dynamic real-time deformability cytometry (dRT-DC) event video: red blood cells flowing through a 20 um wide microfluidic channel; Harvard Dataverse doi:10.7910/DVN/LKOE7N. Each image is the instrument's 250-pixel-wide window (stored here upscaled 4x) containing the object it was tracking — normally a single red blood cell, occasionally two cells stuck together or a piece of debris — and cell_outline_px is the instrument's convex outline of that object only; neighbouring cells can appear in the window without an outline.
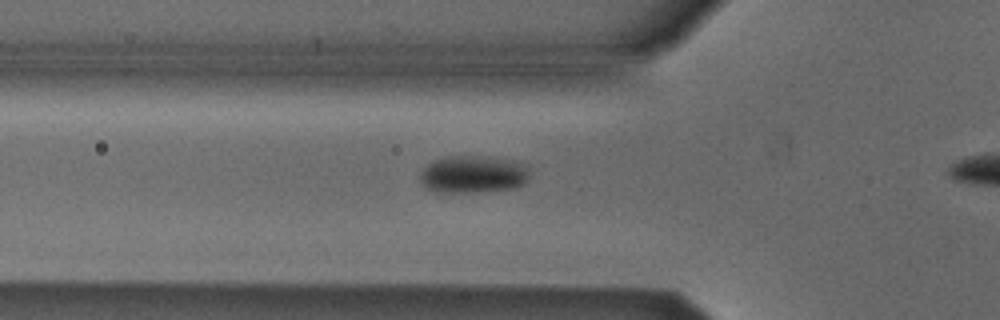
{"species": "Egyptian fruit bat (a non-hibernating species)", "species_latin": "Rousettus aegyptiacus", "temperature_condition": "cold", "stored_images_in_passage": 14, "camera_frame_rate_fps": 3000, "um_per_image_px": 0.085, "animal": {"sex": "male"}, "frame": {"image": 1, "passage_image": 12, "time_ms": 3.667, "image_size_px": [1000, 320], "cell_outline_px": [[528, 176], [524, 184], [512, 188], [476, 192], [436, 192], [424, 188], [420, 184], [420, 172], [428, 164], [436, 160], [448, 156], [476, 156], [512, 160], [520, 164], [524, 168]], "centroid_in_image_um": [40.11, 14.83], "position_along_channel_um": 85.7, "area_um2": 23.52}}